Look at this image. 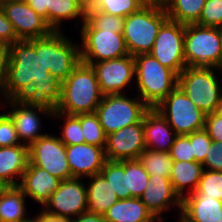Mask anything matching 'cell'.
<instances>
[{"label": "cell", "instance_id": "7c38bea8", "mask_svg": "<svg viewBox=\"0 0 222 222\" xmlns=\"http://www.w3.org/2000/svg\"><path fill=\"white\" fill-rule=\"evenodd\" d=\"M29 163L46 170L61 181L72 178L66 145L55 135L46 134L29 146Z\"/></svg>", "mask_w": 222, "mask_h": 222}, {"label": "cell", "instance_id": "8d00e7d4", "mask_svg": "<svg viewBox=\"0 0 222 222\" xmlns=\"http://www.w3.org/2000/svg\"><path fill=\"white\" fill-rule=\"evenodd\" d=\"M81 127L85 143L105 149L107 136L95 113L81 114Z\"/></svg>", "mask_w": 222, "mask_h": 222}, {"label": "cell", "instance_id": "f546056e", "mask_svg": "<svg viewBox=\"0 0 222 222\" xmlns=\"http://www.w3.org/2000/svg\"><path fill=\"white\" fill-rule=\"evenodd\" d=\"M206 0H165L162 4L168 19L181 24H195L201 15Z\"/></svg>", "mask_w": 222, "mask_h": 222}, {"label": "cell", "instance_id": "d590c367", "mask_svg": "<svg viewBox=\"0 0 222 222\" xmlns=\"http://www.w3.org/2000/svg\"><path fill=\"white\" fill-rule=\"evenodd\" d=\"M124 17L114 16L89 8L82 28H97L100 30H124Z\"/></svg>", "mask_w": 222, "mask_h": 222}, {"label": "cell", "instance_id": "f5cc1de1", "mask_svg": "<svg viewBox=\"0 0 222 222\" xmlns=\"http://www.w3.org/2000/svg\"><path fill=\"white\" fill-rule=\"evenodd\" d=\"M21 222H38L37 218H28L27 220L21 221Z\"/></svg>", "mask_w": 222, "mask_h": 222}, {"label": "cell", "instance_id": "d4e9b609", "mask_svg": "<svg viewBox=\"0 0 222 222\" xmlns=\"http://www.w3.org/2000/svg\"><path fill=\"white\" fill-rule=\"evenodd\" d=\"M203 170L202 163L197 161H173L169 178L175 193L181 200L187 195L185 194L187 186L190 185L189 194L196 191Z\"/></svg>", "mask_w": 222, "mask_h": 222}, {"label": "cell", "instance_id": "f907efd6", "mask_svg": "<svg viewBox=\"0 0 222 222\" xmlns=\"http://www.w3.org/2000/svg\"><path fill=\"white\" fill-rule=\"evenodd\" d=\"M78 3H80L86 10L91 8L94 0H76Z\"/></svg>", "mask_w": 222, "mask_h": 222}, {"label": "cell", "instance_id": "83f0119b", "mask_svg": "<svg viewBox=\"0 0 222 222\" xmlns=\"http://www.w3.org/2000/svg\"><path fill=\"white\" fill-rule=\"evenodd\" d=\"M61 86L60 80L50 74L48 80L32 82L30 89L20 99L43 104L55 110L60 104Z\"/></svg>", "mask_w": 222, "mask_h": 222}, {"label": "cell", "instance_id": "cb8c5ba5", "mask_svg": "<svg viewBox=\"0 0 222 222\" xmlns=\"http://www.w3.org/2000/svg\"><path fill=\"white\" fill-rule=\"evenodd\" d=\"M107 222H159L140 198L119 199L104 214Z\"/></svg>", "mask_w": 222, "mask_h": 222}, {"label": "cell", "instance_id": "8fae6325", "mask_svg": "<svg viewBox=\"0 0 222 222\" xmlns=\"http://www.w3.org/2000/svg\"><path fill=\"white\" fill-rule=\"evenodd\" d=\"M185 25L167 19L160 27L151 55L177 75L186 67L184 57Z\"/></svg>", "mask_w": 222, "mask_h": 222}, {"label": "cell", "instance_id": "681fc988", "mask_svg": "<svg viewBox=\"0 0 222 222\" xmlns=\"http://www.w3.org/2000/svg\"><path fill=\"white\" fill-rule=\"evenodd\" d=\"M38 222H69L68 219L48 214L44 210L35 216Z\"/></svg>", "mask_w": 222, "mask_h": 222}, {"label": "cell", "instance_id": "11a10c76", "mask_svg": "<svg viewBox=\"0 0 222 222\" xmlns=\"http://www.w3.org/2000/svg\"><path fill=\"white\" fill-rule=\"evenodd\" d=\"M218 112L222 115V98H221V102H220Z\"/></svg>", "mask_w": 222, "mask_h": 222}, {"label": "cell", "instance_id": "ac0fdd59", "mask_svg": "<svg viewBox=\"0 0 222 222\" xmlns=\"http://www.w3.org/2000/svg\"><path fill=\"white\" fill-rule=\"evenodd\" d=\"M66 157L72 178L80 179L99 174L106 161L103 147L87 143L66 145Z\"/></svg>", "mask_w": 222, "mask_h": 222}, {"label": "cell", "instance_id": "7a4b0ae2", "mask_svg": "<svg viewBox=\"0 0 222 222\" xmlns=\"http://www.w3.org/2000/svg\"><path fill=\"white\" fill-rule=\"evenodd\" d=\"M103 96L95 69L80 61L62 82L61 100L55 111L69 115L95 113Z\"/></svg>", "mask_w": 222, "mask_h": 222}, {"label": "cell", "instance_id": "1f68e13d", "mask_svg": "<svg viewBox=\"0 0 222 222\" xmlns=\"http://www.w3.org/2000/svg\"><path fill=\"white\" fill-rule=\"evenodd\" d=\"M138 160L149 175H157L158 177L170 176L173 164L170 153L145 149L139 155Z\"/></svg>", "mask_w": 222, "mask_h": 222}, {"label": "cell", "instance_id": "603a6c76", "mask_svg": "<svg viewBox=\"0 0 222 222\" xmlns=\"http://www.w3.org/2000/svg\"><path fill=\"white\" fill-rule=\"evenodd\" d=\"M29 163V147L21 144L0 147V182L4 187L18 186Z\"/></svg>", "mask_w": 222, "mask_h": 222}, {"label": "cell", "instance_id": "4fadbf2b", "mask_svg": "<svg viewBox=\"0 0 222 222\" xmlns=\"http://www.w3.org/2000/svg\"><path fill=\"white\" fill-rule=\"evenodd\" d=\"M42 209L48 214L68 220L86 213L87 188L80 178L63 180Z\"/></svg>", "mask_w": 222, "mask_h": 222}, {"label": "cell", "instance_id": "680465c9", "mask_svg": "<svg viewBox=\"0 0 222 222\" xmlns=\"http://www.w3.org/2000/svg\"><path fill=\"white\" fill-rule=\"evenodd\" d=\"M145 3H150V0H143Z\"/></svg>", "mask_w": 222, "mask_h": 222}, {"label": "cell", "instance_id": "b9f144b4", "mask_svg": "<svg viewBox=\"0 0 222 222\" xmlns=\"http://www.w3.org/2000/svg\"><path fill=\"white\" fill-rule=\"evenodd\" d=\"M12 119L6 113H0V147L21 145Z\"/></svg>", "mask_w": 222, "mask_h": 222}, {"label": "cell", "instance_id": "d6986e66", "mask_svg": "<svg viewBox=\"0 0 222 222\" xmlns=\"http://www.w3.org/2000/svg\"><path fill=\"white\" fill-rule=\"evenodd\" d=\"M140 199L158 221H164L161 214L175 206L181 211V199L175 193L169 177L150 175L149 182Z\"/></svg>", "mask_w": 222, "mask_h": 222}, {"label": "cell", "instance_id": "6f0895ef", "mask_svg": "<svg viewBox=\"0 0 222 222\" xmlns=\"http://www.w3.org/2000/svg\"><path fill=\"white\" fill-rule=\"evenodd\" d=\"M4 188V186L2 185V183L0 182V191Z\"/></svg>", "mask_w": 222, "mask_h": 222}, {"label": "cell", "instance_id": "74e56055", "mask_svg": "<svg viewBox=\"0 0 222 222\" xmlns=\"http://www.w3.org/2000/svg\"><path fill=\"white\" fill-rule=\"evenodd\" d=\"M192 194H202L205 197L222 201V172L203 170L196 191Z\"/></svg>", "mask_w": 222, "mask_h": 222}, {"label": "cell", "instance_id": "2e32d148", "mask_svg": "<svg viewBox=\"0 0 222 222\" xmlns=\"http://www.w3.org/2000/svg\"><path fill=\"white\" fill-rule=\"evenodd\" d=\"M91 66L96 71L103 95L123 94L124 88L135 78L134 56L132 55L92 63Z\"/></svg>", "mask_w": 222, "mask_h": 222}, {"label": "cell", "instance_id": "7402d4cb", "mask_svg": "<svg viewBox=\"0 0 222 222\" xmlns=\"http://www.w3.org/2000/svg\"><path fill=\"white\" fill-rule=\"evenodd\" d=\"M183 222H222V201L202 194H187L181 201Z\"/></svg>", "mask_w": 222, "mask_h": 222}, {"label": "cell", "instance_id": "e0dca14e", "mask_svg": "<svg viewBox=\"0 0 222 222\" xmlns=\"http://www.w3.org/2000/svg\"><path fill=\"white\" fill-rule=\"evenodd\" d=\"M145 149L142 119L139 123L107 135L105 157L110 161L137 160Z\"/></svg>", "mask_w": 222, "mask_h": 222}, {"label": "cell", "instance_id": "4316f807", "mask_svg": "<svg viewBox=\"0 0 222 222\" xmlns=\"http://www.w3.org/2000/svg\"><path fill=\"white\" fill-rule=\"evenodd\" d=\"M26 196L18 186H7L0 191V222L27 220Z\"/></svg>", "mask_w": 222, "mask_h": 222}, {"label": "cell", "instance_id": "db71d44e", "mask_svg": "<svg viewBox=\"0 0 222 222\" xmlns=\"http://www.w3.org/2000/svg\"><path fill=\"white\" fill-rule=\"evenodd\" d=\"M165 0H150V3H163Z\"/></svg>", "mask_w": 222, "mask_h": 222}, {"label": "cell", "instance_id": "52a82bcc", "mask_svg": "<svg viewBox=\"0 0 222 222\" xmlns=\"http://www.w3.org/2000/svg\"><path fill=\"white\" fill-rule=\"evenodd\" d=\"M149 107L139 98L124 94L104 95L95 110L99 122L107 135L139 123Z\"/></svg>", "mask_w": 222, "mask_h": 222}, {"label": "cell", "instance_id": "484cf974", "mask_svg": "<svg viewBox=\"0 0 222 222\" xmlns=\"http://www.w3.org/2000/svg\"><path fill=\"white\" fill-rule=\"evenodd\" d=\"M89 180L86 186L88 212L104 215L119 198L101 173L92 175Z\"/></svg>", "mask_w": 222, "mask_h": 222}, {"label": "cell", "instance_id": "5bb4252c", "mask_svg": "<svg viewBox=\"0 0 222 222\" xmlns=\"http://www.w3.org/2000/svg\"><path fill=\"white\" fill-rule=\"evenodd\" d=\"M7 103L12 107V111L6 114L12 119L17 131L19 141L28 147L40 137L46 135L40 133L42 127L40 116L45 114L53 116L54 109L43 104L29 103L21 99H8ZM26 142V143H25Z\"/></svg>", "mask_w": 222, "mask_h": 222}, {"label": "cell", "instance_id": "c3c4849f", "mask_svg": "<svg viewBox=\"0 0 222 222\" xmlns=\"http://www.w3.org/2000/svg\"><path fill=\"white\" fill-rule=\"evenodd\" d=\"M69 222H107L102 214H93V213H83L73 219L69 220Z\"/></svg>", "mask_w": 222, "mask_h": 222}, {"label": "cell", "instance_id": "836d02e7", "mask_svg": "<svg viewBox=\"0 0 222 222\" xmlns=\"http://www.w3.org/2000/svg\"><path fill=\"white\" fill-rule=\"evenodd\" d=\"M145 4L143 0H94L91 8L125 18L138 11Z\"/></svg>", "mask_w": 222, "mask_h": 222}, {"label": "cell", "instance_id": "d6a6232c", "mask_svg": "<svg viewBox=\"0 0 222 222\" xmlns=\"http://www.w3.org/2000/svg\"><path fill=\"white\" fill-rule=\"evenodd\" d=\"M125 174H127V191H130V198H140L148 185L150 175L138 159L125 161Z\"/></svg>", "mask_w": 222, "mask_h": 222}, {"label": "cell", "instance_id": "7bdbcfd3", "mask_svg": "<svg viewBox=\"0 0 222 222\" xmlns=\"http://www.w3.org/2000/svg\"><path fill=\"white\" fill-rule=\"evenodd\" d=\"M202 165L203 169L222 172V141H212Z\"/></svg>", "mask_w": 222, "mask_h": 222}, {"label": "cell", "instance_id": "f35d334b", "mask_svg": "<svg viewBox=\"0 0 222 222\" xmlns=\"http://www.w3.org/2000/svg\"><path fill=\"white\" fill-rule=\"evenodd\" d=\"M195 24L216 28L222 25V0H206L199 20Z\"/></svg>", "mask_w": 222, "mask_h": 222}, {"label": "cell", "instance_id": "ffe728a7", "mask_svg": "<svg viewBox=\"0 0 222 222\" xmlns=\"http://www.w3.org/2000/svg\"><path fill=\"white\" fill-rule=\"evenodd\" d=\"M143 127L146 149L170 152L177 134L159 111L149 108L143 116Z\"/></svg>", "mask_w": 222, "mask_h": 222}, {"label": "cell", "instance_id": "ba28073f", "mask_svg": "<svg viewBox=\"0 0 222 222\" xmlns=\"http://www.w3.org/2000/svg\"><path fill=\"white\" fill-rule=\"evenodd\" d=\"M81 62L91 65L129 55L123 30L81 28Z\"/></svg>", "mask_w": 222, "mask_h": 222}, {"label": "cell", "instance_id": "bcb514c9", "mask_svg": "<svg viewBox=\"0 0 222 222\" xmlns=\"http://www.w3.org/2000/svg\"><path fill=\"white\" fill-rule=\"evenodd\" d=\"M9 59V46L0 42V88L3 85Z\"/></svg>", "mask_w": 222, "mask_h": 222}, {"label": "cell", "instance_id": "60d3db41", "mask_svg": "<svg viewBox=\"0 0 222 222\" xmlns=\"http://www.w3.org/2000/svg\"><path fill=\"white\" fill-rule=\"evenodd\" d=\"M173 161L194 162V154L190 143V134L177 135L170 150Z\"/></svg>", "mask_w": 222, "mask_h": 222}, {"label": "cell", "instance_id": "3957f363", "mask_svg": "<svg viewBox=\"0 0 222 222\" xmlns=\"http://www.w3.org/2000/svg\"><path fill=\"white\" fill-rule=\"evenodd\" d=\"M138 97L149 107L158 106L178 85V75L151 53L134 56Z\"/></svg>", "mask_w": 222, "mask_h": 222}, {"label": "cell", "instance_id": "f1b7e54d", "mask_svg": "<svg viewBox=\"0 0 222 222\" xmlns=\"http://www.w3.org/2000/svg\"><path fill=\"white\" fill-rule=\"evenodd\" d=\"M77 17H80L83 23L86 19V9L76 0L48 1V25L53 31H61L63 20Z\"/></svg>", "mask_w": 222, "mask_h": 222}, {"label": "cell", "instance_id": "e575fe53", "mask_svg": "<svg viewBox=\"0 0 222 222\" xmlns=\"http://www.w3.org/2000/svg\"><path fill=\"white\" fill-rule=\"evenodd\" d=\"M64 120V127L62 129L59 139L65 145H77L85 143L83 130L81 127V114L69 115L65 113L56 112L54 110L52 118H59Z\"/></svg>", "mask_w": 222, "mask_h": 222}, {"label": "cell", "instance_id": "4dcf8cb0", "mask_svg": "<svg viewBox=\"0 0 222 222\" xmlns=\"http://www.w3.org/2000/svg\"><path fill=\"white\" fill-rule=\"evenodd\" d=\"M100 173L106 178L119 199L130 198V191H127L125 161L106 160Z\"/></svg>", "mask_w": 222, "mask_h": 222}, {"label": "cell", "instance_id": "ee69618b", "mask_svg": "<svg viewBox=\"0 0 222 222\" xmlns=\"http://www.w3.org/2000/svg\"><path fill=\"white\" fill-rule=\"evenodd\" d=\"M204 129L212 141H222V115L218 111L207 114Z\"/></svg>", "mask_w": 222, "mask_h": 222}, {"label": "cell", "instance_id": "44dd1931", "mask_svg": "<svg viewBox=\"0 0 222 222\" xmlns=\"http://www.w3.org/2000/svg\"><path fill=\"white\" fill-rule=\"evenodd\" d=\"M61 180L52 176L46 170L28 163L27 169L23 172L18 187L26 197L33 198L42 207L50 199L59 187Z\"/></svg>", "mask_w": 222, "mask_h": 222}, {"label": "cell", "instance_id": "f6af8a7d", "mask_svg": "<svg viewBox=\"0 0 222 222\" xmlns=\"http://www.w3.org/2000/svg\"><path fill=\"white\" fill-rule=\"evenodd\" d=\"M17 40L12 23L6 18L2 7H0V42L10 46Z\"/></svg>", "mask_w": 222, "mask_h": 222}, {"label": "cell", "instance_id": "9c48e42d", "mask_svg": "<svg viewBox=\"0 0 222 222\" xmlns=\"http://www.w3.org/2000/svg\"><path fill=\"white\" fill-rule=\"evenodd\" d=\"M177 135H188L204 129V114L178 86L155 107Z\"/></svg>", "mask_w": 222, "mask_h": 222}, {"label": "cell", "instance_id": "7dc6e473", "mask_svg": "<svg viewBox=\"0 0 222 222\" xmlns=\"http://www.w3.org/2000/svg\"><path fill=\"white\" fill-rule=\"evenodd\" d=\"M28 5L48 24V1L49 0H25Z\"/></svg>", "mask_w": 222, "mask_h": 222}, {"label": "cell", "instance_id": "6da1fadb", "mask_svg": "<svg viewBox=\"0 0 222 222\" xmlns=\"http://www.w3.org/2000/svg\"><path fill=\"white\" fill-rule=\"evenodd\" d=\"M49 68L43 61V37L17 40L9 46L6 75L0 93L4 100L20 99L32 82L48 80Z\"/></svg>", "mask_w": 222, "mask_h": 222}, {"label": "cell", "instance_id": "9f6ffc18", "mask_svg": "<svg viewBox=\"0 0 222 222\" xmlns=\"http://www.w3.org/2000/svg\"><path fill=\"white\" fill-rule=\"evenodd\" d=\"M8 0H0V7H2Z\"/></svg>", "mask_w": 222, "mask_h": 222}, {"label": "cell", "instance_id": "5b68a950", "mask_svg": "<svg viewBox=\"0 0 222 222\" xmlns=\"http://www.w3.org/2000/svg\"><path fill=\"white\" fill-rule=\"evenodd\" d=\"M216 67H185L178 75V87L204 114L219 109L222 89L214 70Z\"/></svg>", "mask_w": 222, "mask_h": 222}, {"label": "cell", "instance_id": "9a60e30c", "mask_svg": "<svg viewBox=\"0 0 222 222\" xmlns=\"http://www.w3.org/2000/svg\"><path fill=\"white\" fill-rule=\"evenodd\" d=\"M2 9L12 23L18 40H31L48 36L53 30L25 0H8Z\"/></svg>", "mask_w": 222, "mask_h": 222}, {"label": "cell", "instance_id": "816d5d0a", "mask_svg": "<svg viewBox=\"0 0 222 222\" xmlns=\"http://www.w3.org/2000/svg\"><path fill=\"white\" fill-rule=\"evenodd\" d=\"M218 28V33L220 37V45H221V70H222V25H220Z\"/></svg>", "mask_w": 222, "mask_h": 222}, {"label": "cell", "instance_id": "ab89813d", "mask_svg": "<svg viewBox=\"0 0 222 222\" xmlns=\"http://www.w3.org/2000/svg\"><path fill=\"white\" fill-rule=\"evenodd\" d=\"M190 143L192 145L195 161L203 163L212 144V139L209 137L207 131L201 129L192 132L190 134Z\"/></svg>", "mask_w": 222, "mask_h": 222}, {"label": "cell", "instance_id": "30bf717a", "mask_svg": "<svg viewBox=\"0 0 222 222\" xmlns=\"http://www.w3.org/2000/svg\"><path fill=\"white\" fill-rule=\"evenodd\" d=\"M61 31L43 37V61L50 74L64 82L80 63V46ZM78 45V46H77Z\"/></svg>", "mask_w": 222, "mask_h": 222}, {"label": "cell", "instance_id": "8992f818", "mask_svg": "<svg viewBox=\"0 0 222 222\" xmlns=\"http://www.w3.org/2000/svg\"><path fill=\"white\" fill-rule=\"evenodd\" d=\"M184 57L186 67L221 69V45L218 28L186 24Z\"/></svg>", "mask_w": 222, "mask_h": 222}, {"label": "cell", "instance_id": "277c9868", "mask_svg": "<svg viewBox=\"0 0 222 222\" xmlns=\"http://www.w3.org/2000/svg\"><path fill=\"white\" fill-rule=\"evenodd\" d=\"M168 19L162 3H146L125 17L123 37L129 55L150 53L161 25Z\"/></svg>", "mask_w": 222, "mask_h": 222}]
</instances>
